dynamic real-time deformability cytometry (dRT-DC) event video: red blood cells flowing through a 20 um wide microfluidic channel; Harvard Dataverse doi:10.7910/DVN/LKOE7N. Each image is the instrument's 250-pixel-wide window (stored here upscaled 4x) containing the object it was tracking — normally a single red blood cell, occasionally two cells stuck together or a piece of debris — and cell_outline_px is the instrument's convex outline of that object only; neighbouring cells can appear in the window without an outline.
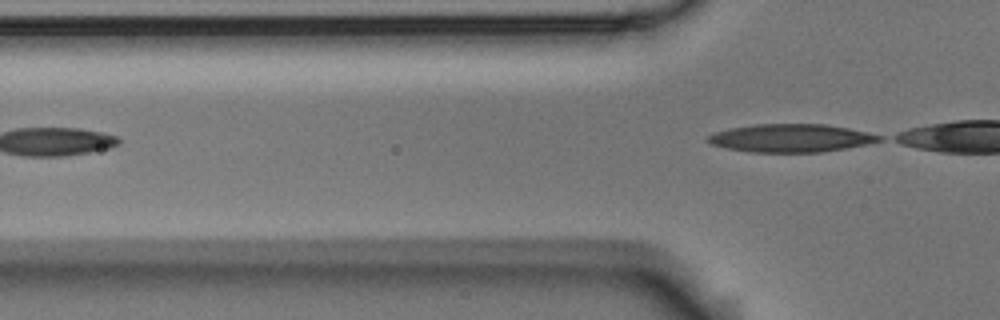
{"species": "Egyptian fruit bat (a non-hibernating species)", "species_latin": "Rousettus aegyptiacus", "temperature_condition": "room temperature", "stored_images_in_passage": 3, "camera_frame_rate_fps": 3000, "um_per_image_px": 0.085, "animal": {"sex": "male"}, "frame": {"image": 1, "passage_image": 3, "time_ms": 0.667, "image_size_px": [1000, 320], "cell_outline_px": [[884, 140], [868, 144], [820, 152], [752, 152], [728, 148], [712, 144], [704, 140], [708, 136], [716, 132], [728, 128], [756, 124], [828, 124], [868, 132], [884, 136]], "centroid_in_image_um": [67.26, 11.73], "position_along_channel_um": 58.5, "area_um2": 28.03}}